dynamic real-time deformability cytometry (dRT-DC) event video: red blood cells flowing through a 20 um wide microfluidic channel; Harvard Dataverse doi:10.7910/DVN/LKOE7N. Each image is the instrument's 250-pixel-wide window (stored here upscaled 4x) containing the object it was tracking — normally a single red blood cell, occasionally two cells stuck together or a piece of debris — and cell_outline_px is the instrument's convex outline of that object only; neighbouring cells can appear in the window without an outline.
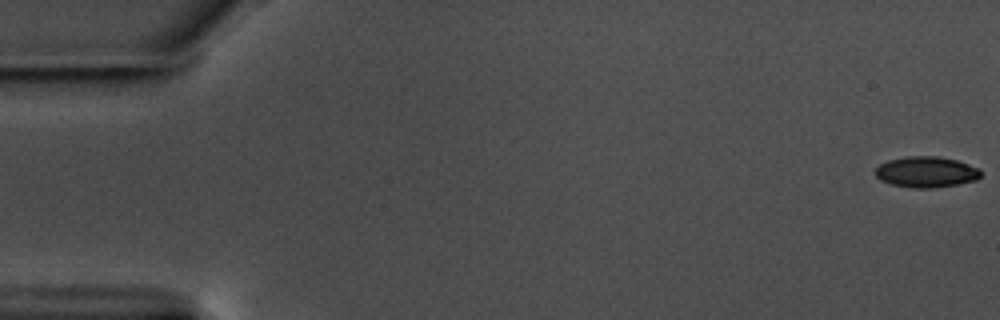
{"species": "common noctule bat (a hibernating species)", "species_latin": "Nyctalus noctula", "temperature_condition": "warm", "stored_images_in_passage": 58, "camera_frame_rate_fps": 3000, "um_per_image_px": 0.085, "animal": {"sex": "male", "body_mass_g": 17.5, "forearm_length_mm": 52.3}, "frame": {"image": 1, "passage_image": 1, "time_ms": 0.0, "image_size_px": [1000, 320], "cell_outline_px": [[980, 176], [976, 180], [956, 184], [932, 188], [912, 188], [892, 184], [880, 180], [876, 176], [876, 168], [880, 164], [888, 160], [908, 156], [940, 156], [956, 160], [980, 168]], "centroid_in_image_um": [78.73, 14.61], "position_along_channel_um": 6.3, "area_um2": 18.9}}
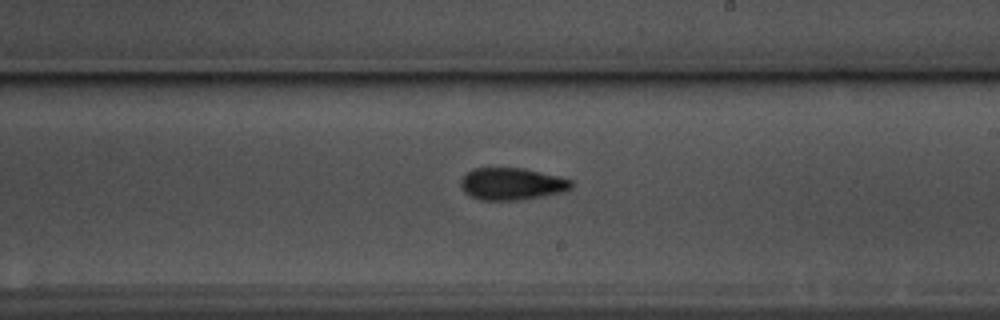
{"frame": {"image": 2, "passage_image": 34, "time_ms": 11.0, "image_size_px": [1000, 320], "cell_outline_px": [[572, 188], [564, 192], [544, 196], [520, 200], [484, 200], [472, 196], [464, 192], [460, 184], [460, 180], [472, 168], [524, 168], [560, 176], [572, 180]], "centroid_in_image_um": [43.54, 15.63], "position_along_channel_um": 245.5, "area_um2": 20.81}}
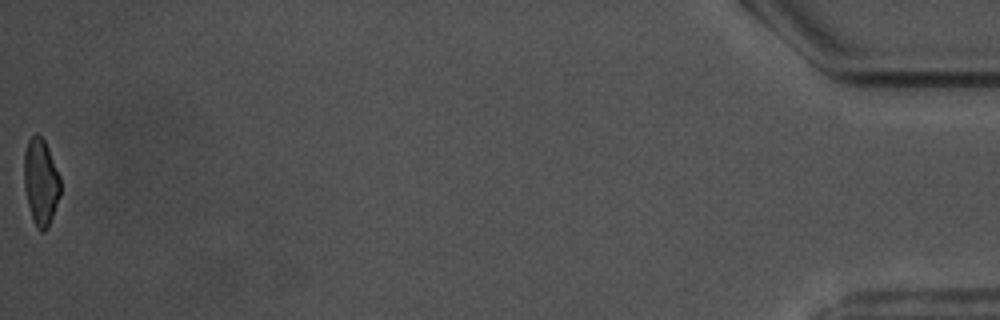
{"frame": {"image": 3, "passage_image": 58, "time_ms": 19.0, "image_size_px": [1000, 320], "cell_outline_px": [[60, 196], [48, 228], [44, 232], [40, 232], [36, 228], [32, 220], [24, 188], [24, 152], [28, 140], [36, 132], [44, 140], [48, 148], [60, 176]], "centroid_in_image_um": [3.46, 15.49], "position_along_channel_um": 431.7, "area_um2": 18.5}, "authors_computed_cell_mechanics": {"area_um2": 19.7676, "velocity_mm_per_s": 3.6045, "shape_relaxation_time_tau1_ms": 4.7097, "shape_relaxation_time_tau2_ms": 3.7579, "deformation_change_tau1": 0.1293, "deformation_change_tau2": 0.1088}}